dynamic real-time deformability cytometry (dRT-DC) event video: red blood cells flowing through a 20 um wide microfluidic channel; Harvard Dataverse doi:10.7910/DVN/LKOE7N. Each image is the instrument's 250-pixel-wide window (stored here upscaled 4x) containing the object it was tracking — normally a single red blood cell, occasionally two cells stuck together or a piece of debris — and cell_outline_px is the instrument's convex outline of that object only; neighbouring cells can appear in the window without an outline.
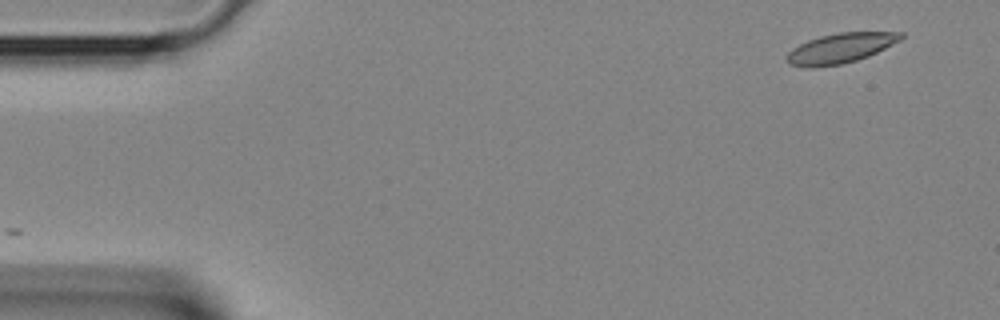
{"species": "Egyptian fruit bat (a non-hibernating species)", "species_latin": "Rousettus aegyptiacus", "temperature_condition": "room temperature", "stored_images_in_passage": 7, "camera_frame_rate_fps": 3000, "um_per_image_px": 0.085, "animal": {"sex": "female"}, "frame": {"image": 1, "passage_image": 1, "time_ms": 0.0, "image_size_px": [1000, 320], "cell_outline_px": [[904, 36], [900, 40], [868, 56], [856, 60], [840, 64], [812, 68], [808, 68], [788, 64], [784, 60], [784, 56], [792, 48], [808, 40], [820, 36], [840, 32], [904, 32]], "centroid_in_image_um": [71.37, 4.1], "position_along_channel_um": 13.6, "area_um2": 19.94}}